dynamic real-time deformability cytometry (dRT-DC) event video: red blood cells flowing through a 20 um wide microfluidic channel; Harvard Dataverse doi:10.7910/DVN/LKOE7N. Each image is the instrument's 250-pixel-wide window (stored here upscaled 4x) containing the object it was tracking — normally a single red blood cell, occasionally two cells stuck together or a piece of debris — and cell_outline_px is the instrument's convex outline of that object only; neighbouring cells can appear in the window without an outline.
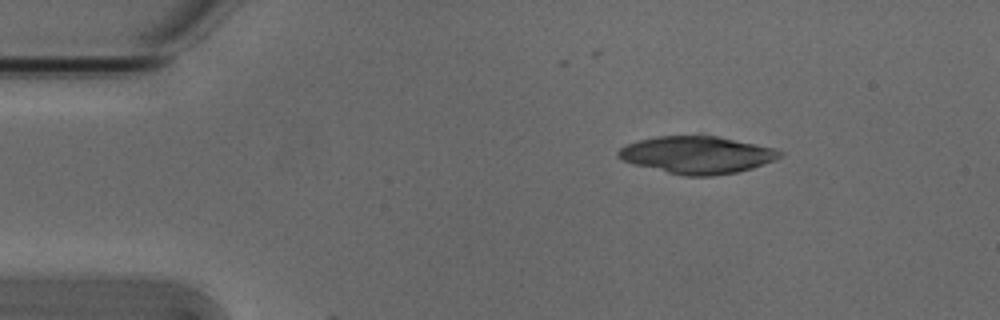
{"species": "Egyptian fruit bat (a non-hibernating species)", "species_latin": "Rousettus aegyptiacus", "temperature_condition": "cold", "stored_images_in_passage": 3, "camera_frame_rate_fps": 3000, "um_per_image_px": 0.085, "animal": {"sex": "male"}, "frame": {"image": 1, "passage_image": 1, "time_ms": 0.0, "image_size_px": [1000, 320], "cell_outline_px": [[784, 152], [776, 160], [752, 168], [736, 172], [712, 176], [684, 176], [632, 164], [620, 160], [616, 156], [616, 152], [620, 148], [628, 144], [640, 140], [656, 136], [716, 136], [776, 148]], "centroid_in_image_um": [59.24, 13.17], "position_along_channel_um": 25.8, "area_um2": 35.14}}